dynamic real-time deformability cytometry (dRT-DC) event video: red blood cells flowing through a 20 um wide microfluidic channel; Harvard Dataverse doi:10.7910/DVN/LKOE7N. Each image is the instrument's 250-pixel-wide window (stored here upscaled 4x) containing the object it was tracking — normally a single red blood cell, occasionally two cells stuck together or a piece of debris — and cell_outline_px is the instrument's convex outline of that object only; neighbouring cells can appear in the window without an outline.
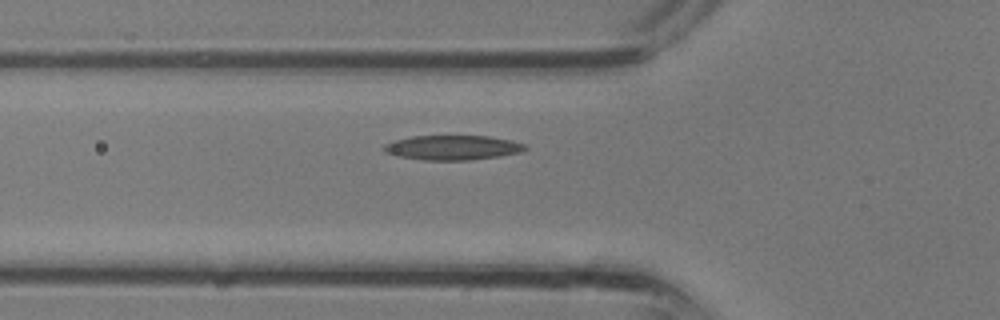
{"species": "common noctule bat (a hibernating species)", "species_latin": "Nyctalus noctula", "temperature_condition": "room temperature", "stored_images_in_passage": 4, "camera_frame_rate_fps": 3000, "um_per_image_px": 0.085, "animal": {"sex": "male", "body_mass_g": 13.3}, "frame": {"image": 1, "passage_image": 4, "time_ms": 1.0, "image_size_px": [1000, 320], "cell_outline_px": [[528, 148], [520, 152], [500, 156], [472, 160], [424, 160], [400, 156], [384, 152], [384, 144], [396, 140], [412, 136], [488, 136], [512, 140], [524, 144]], "centroid_in_image_um": [38.5, 12.54], "position_along_channel_um": 87.3, "area_um2": 20.17}}